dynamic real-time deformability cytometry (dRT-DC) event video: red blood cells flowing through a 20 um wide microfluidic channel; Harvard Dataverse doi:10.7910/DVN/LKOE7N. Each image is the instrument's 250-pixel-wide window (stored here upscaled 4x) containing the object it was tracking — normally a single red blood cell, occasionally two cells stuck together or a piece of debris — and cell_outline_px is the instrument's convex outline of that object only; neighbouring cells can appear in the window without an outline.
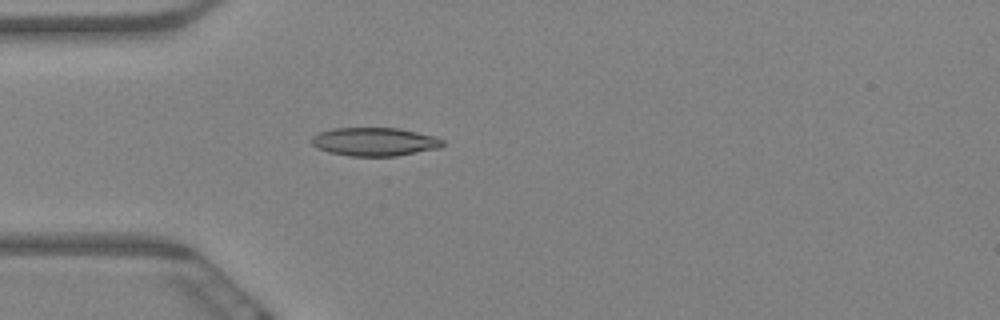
{"species": "Egyptian fruit bat (a non-hibernating species)", "species_latin": "Rousettus aegyptiacus", "temperature_condition": "warm", "stored_images_in_passage": 6, "camera_frame_rate_fps": 3000, "um_per_image_px": 0.085, "animal": {"sex": "female"}, "frame": {"image": 1, "passage_image": 6, "time_ms": 1.667, "image_size_px": [1000, 320], "cell_outline_px": [[444, 144], [440, 148], [396, 156], [348, 156], [328, 152], [316, 148], [312, 144], [312, 136], [320, 132], [336, 128], [400, 128], [436, 136], [444, 140]], "centroid_in_image_um": [31.86, 12.05], "position_along_channel_um": 53.1, "area_um2": 21.85}}